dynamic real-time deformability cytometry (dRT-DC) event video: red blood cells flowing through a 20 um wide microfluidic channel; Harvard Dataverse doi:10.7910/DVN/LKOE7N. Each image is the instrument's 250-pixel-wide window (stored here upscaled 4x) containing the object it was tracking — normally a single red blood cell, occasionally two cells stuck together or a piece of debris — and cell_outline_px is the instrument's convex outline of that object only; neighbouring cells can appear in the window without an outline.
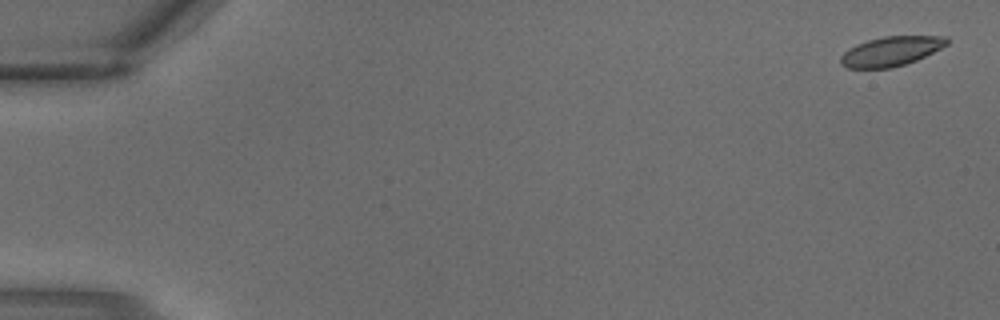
{"species": "common noctule bat (a hibernating species)", "species_latin": "Nyctalus noctula", "temperature_condition": "warm", "stored_images_in_passage": 4, "camera_frame_rate_fps": 3000, "um_per_image_px": 0.085, "animal": {"sex": "male", "body_mass_g": 18.8}, "frame": {"image": 1, "passage_image": 1, "time_ms": 0.0, "image_size_px": [1000, 320], "cell_outline_px": [[948, 44], [916, 60], [904, 64], [888, 68], [848, 68], [840, 64], [840, 56], [848, 48], [856, 44], [868, 40], [884, 36], [948, 36]], "centroid_in_image_um": [75.7, 4.35], "position_along_channel_um": 9.3, "area_um2": 18.15}}
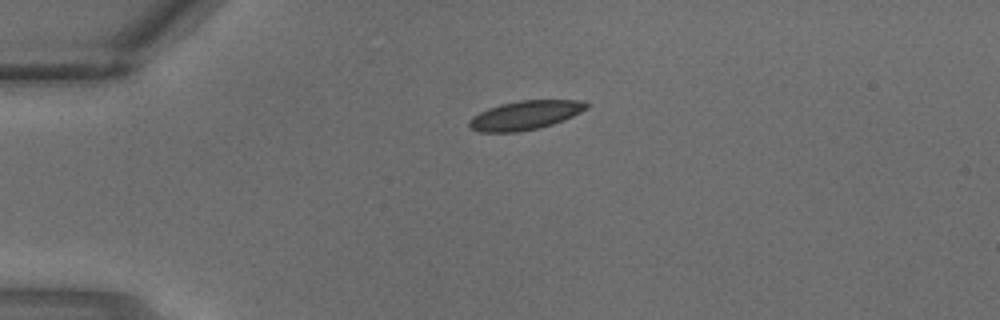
{"frame": {"image": 2, "passage_image": 3, "time_ms": 0.667, "image_size_px": [1000, 320], "cell_outline_px": [[588, 108], [564, 120], [540, 128], [520, 132], [480, 132], [472, 128], [468, 124], [468, 120], [472, 116], [488, 108], [500, 104], [520, 100], [580, 100], [588, 104]], "centroid_in_image_um": [44.62, 9.79], "position_along_channel_um": 40.4, "area_um2": 19.83}}
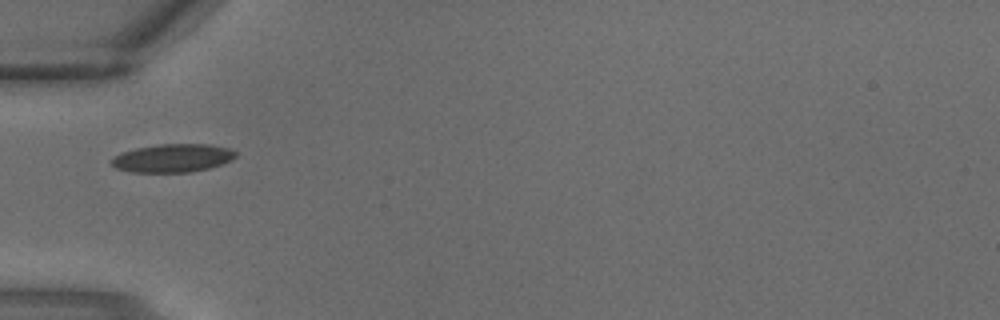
{"frame": {"image": 3, "passage_image": 4, "time_ms": 1.0, "image_size_px": [1000, 320], "cell_outline_px": [[236, 156], [232, 160], [208, 168], [192, 172], [132, 172], [116, 168], [108, 160], [112, 156], [120, 152], [136, 148], [156, 144], [208, 144], [228, 148], [236, 152]], "centroid_in_image_um": [14.62, 13.43], "position_along_channel_um": 70.4, "area_um2": 20.58}}